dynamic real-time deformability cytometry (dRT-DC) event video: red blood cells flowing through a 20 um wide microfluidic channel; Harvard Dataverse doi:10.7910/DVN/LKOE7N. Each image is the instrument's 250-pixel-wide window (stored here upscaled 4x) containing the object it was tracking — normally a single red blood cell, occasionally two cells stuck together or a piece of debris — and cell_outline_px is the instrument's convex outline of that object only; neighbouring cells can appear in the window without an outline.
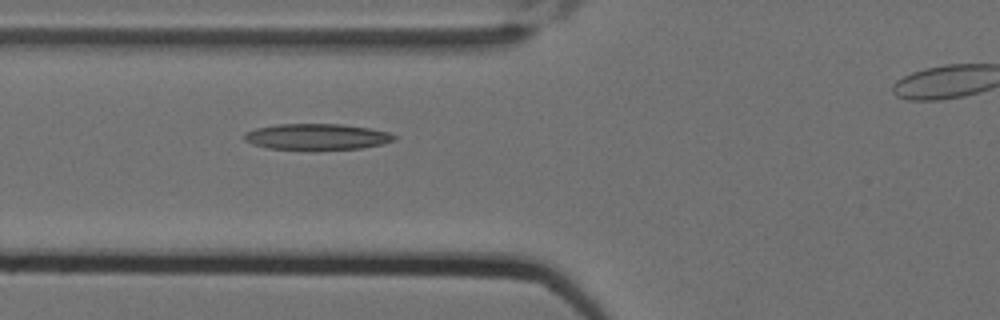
{"species": "Egyptian fruit bat (a non-hibernating species)", "species_latin": "Rousettus aegyptiacus", "temperature_condition": "cold", "stored_images_in_passage": 7, "camera_frame_rate_fps": 3000, "um_per_image_px": 0.085, "animal": {"sex": "female"}, "frame": {"image": 1, "passage_image": 6, "time_ms": 1.667, "image_size_px": [1000, 320], "cell_outline_px": [[396, 140], [380, 144], [360, 148], [316, 152], [268, 148], [252, 144], [244, 140], [244, 132], [256, 128], [276, 124], [340, 124], [368, 128], [388, 132], [396, 136]], "centroid_in_image_um": [26.89, 11.66], "position_along_channel_um": 98.9, "area_um2": 23.47}}